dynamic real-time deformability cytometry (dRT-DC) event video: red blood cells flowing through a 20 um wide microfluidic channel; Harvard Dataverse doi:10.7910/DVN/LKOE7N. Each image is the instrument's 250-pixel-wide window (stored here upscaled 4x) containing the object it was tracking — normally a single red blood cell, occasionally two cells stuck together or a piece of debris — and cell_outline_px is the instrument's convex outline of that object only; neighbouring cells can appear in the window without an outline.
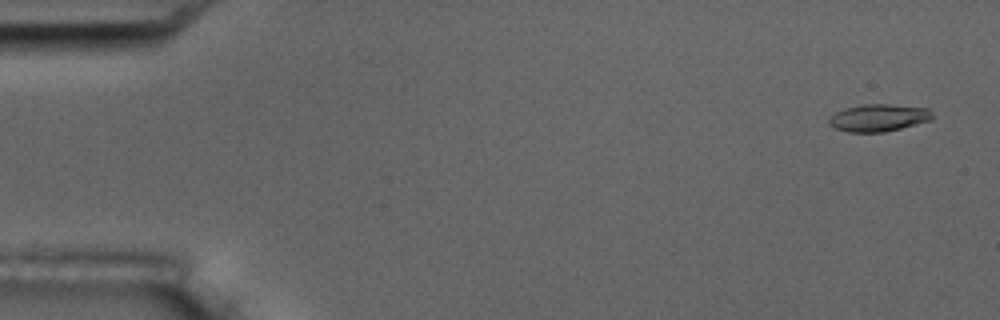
{"species": "common noctule bat (a hibernating species)", "species_latin": "Nyctalus noctula", "temperature_condition": "room temperature", "stored_images_in_passage": 5, "camera_frame_rate_fps": 3000, "um_per_image_px": 0.085, "animal": {"sex": "male", "body_mass_g": 17.5, "forearm_length_mm": 52.3}, "frame": {"image": 1, "passage_image": 1, "time_ms": 0.0, "image_size_px": [1000, 320], "cell_outline_px": [[936, 116], [932, 120], [884, 132], [848, 132], [836, 128], [828, 124], [828, 120], [836, 112], [844, 108], [864, 104], [888, 104], [928, 108]], "centroid_in_image_um": [74.71, 10.0], "position_along_channel_um": 10.3, "area_um2": 16.47}}
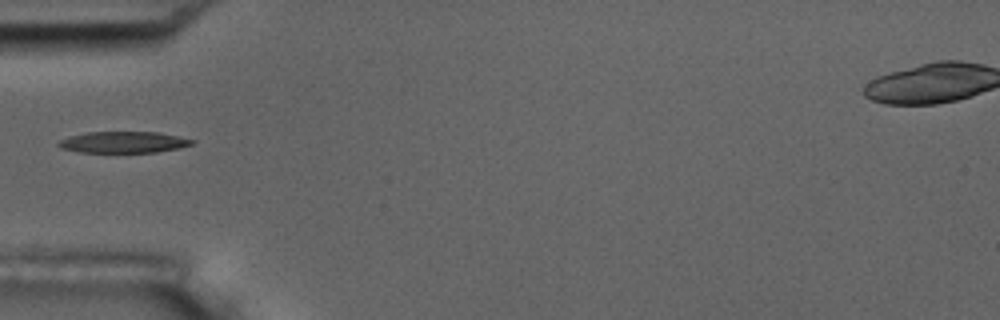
{"frame": {"image": 2, "passage_image": 5, "time_ms": 5.333, "image_size_px": [1000, 320], "cell_outline_px": [[196, 140], [192, 144], [176, 148], [156, 152], [80, 152], [60, 148], [56, 144], [60, 140], [68, 136], [88, 132], [156, 132]], "centroid_in_image_um": [10.43, 12.08], "position_along_channel_um": 74.6, "area_um2": 16.42}}